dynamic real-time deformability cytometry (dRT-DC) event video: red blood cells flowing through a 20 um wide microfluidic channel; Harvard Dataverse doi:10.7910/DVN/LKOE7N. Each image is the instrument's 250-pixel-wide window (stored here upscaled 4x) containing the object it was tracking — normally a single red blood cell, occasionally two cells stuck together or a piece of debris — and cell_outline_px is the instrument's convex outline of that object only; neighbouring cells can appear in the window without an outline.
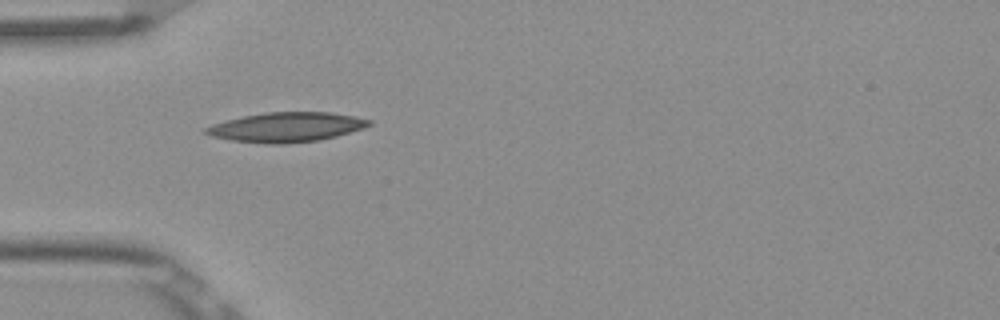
{"species": "Egyptian fruit bat (a non-hibernating species)", "species_latin": "Rousettus aegyptiacus", "temperature_condition": "room temperature", "stored_images_in_passage": 32, "camera_frame_rate_fps": 3000, "um_per_image_px": 0.085, "frame": {"image": 1, "passage_image": 1, "time_ms": 0.0, "image_size_px": [1000, 320], "cell_outline_px": [[372, 124], [364, 128], [336, 136], [316, 140], [280, 144], [268, 144], [228, 140], [212, 136], [204, 132], [204, 128], [212, 124], [224, 120], [264, 112], [328, 112], [356, 116], [372, 120]], "centroid_in_image_um": [24.33, 10.8], "position_along_channel_um": 60.7, "area_um2": 28.21}}
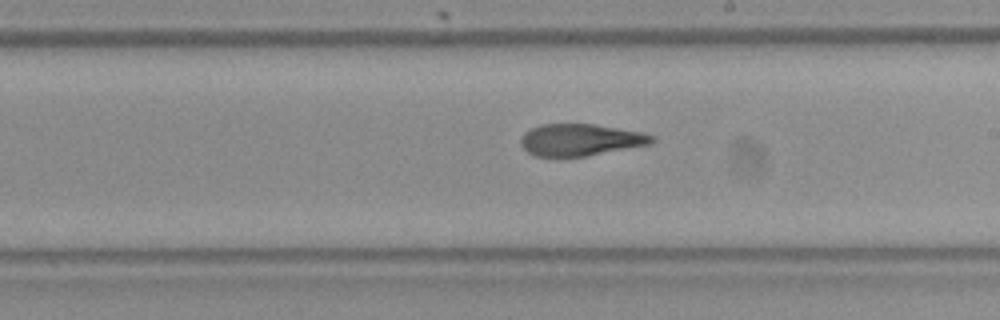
{"frame": {"image": 2, "passage_image": 15, "time_ms": 4.667, "image_size_px": [1000, 320], "cell_outline_px": [[656, 140], [652, 144], [584, 156], [536, 156], [528, 152], [520, 144], [520, 140], [524, 132], [540, 124], [592, 124], [640, 132], [656, 136]], "centroid_in_image_um": [49.34, 11.88], "position_along_channel_um": 239.7, "area_um2": 24.16}}
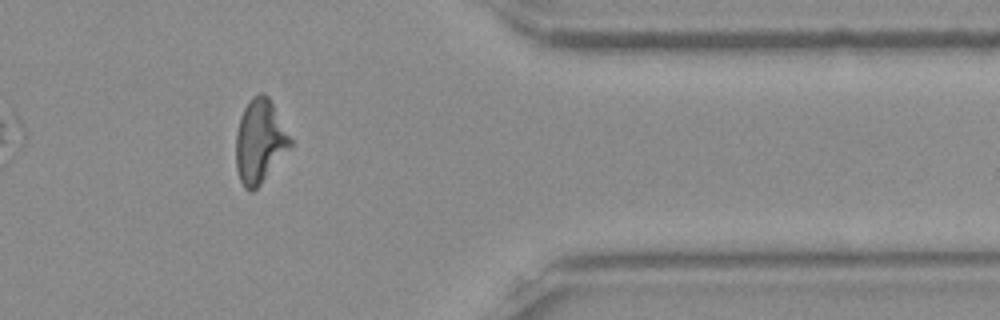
{"frame": {"image": 3, "passage_image": 28, "time_ms": 9.0, "image_size_px": [1000, 320], "cell_outline_px": [[292, 144], [260, 184], [252, 192], [248, 192], [244, 188], [240, 180], [236, 168], [236, 132], [240, 116], [248, 100], [252, 96], [260, 92], [264, 92], [268, 96], [292, 140]], "centroid_in_image_um": [22.05, 11.99], "position_along_channel_um": 389.4, "area_um2": 26.24}, "authors_computed_cell_mechanics": {"area_um2": 26.2123, "velocity_mm_per_s": 3.8804, "shape_relaxation_time_tau1_ms": 8.9562, "shape_relaxation_time_tau2_ms": 3.0668, "deformation_change_tau1": 0.2304, "deformation_change_tau2": 0.1254}}